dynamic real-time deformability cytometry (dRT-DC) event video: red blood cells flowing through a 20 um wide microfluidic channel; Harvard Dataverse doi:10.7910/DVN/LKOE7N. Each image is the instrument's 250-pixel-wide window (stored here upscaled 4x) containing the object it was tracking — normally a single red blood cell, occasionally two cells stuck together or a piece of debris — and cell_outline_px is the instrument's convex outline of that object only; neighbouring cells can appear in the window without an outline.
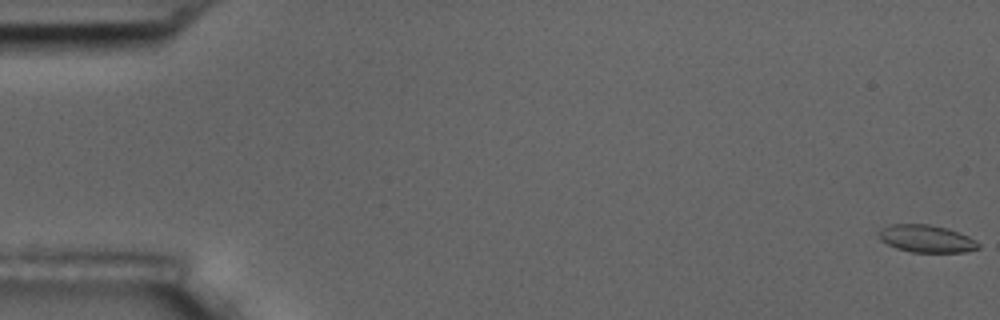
{"species": "common noctule bat (a hibernating species)", "species_latin": "Nyctalus noctula", "temperature_condition": "room temperature", "stored_images_in_passage": 6, "camera_frame_rate_fps": 3000, "um_per_image_px": 0.085, "animal": {"sex": "male", "body_mass_g": 17.5, "forearm_length_mm": 52.3}, "frame": {"image": 1, "passage_image": 1, "time_ms": 0.0, "image_size_px": [1000, 320], "cell_outline_px": [[980, 248], [964, 252], [912, 252], [896, 248], [880, 240], [880, 228], [888, 224], [928, 224], [948, 228], [968, 236], [976, 240], [980, 244]], "centroid_in_image_um": [78.76, 20.28], "position_along_channel_um": 6.2, "area_um2": 15.95}}
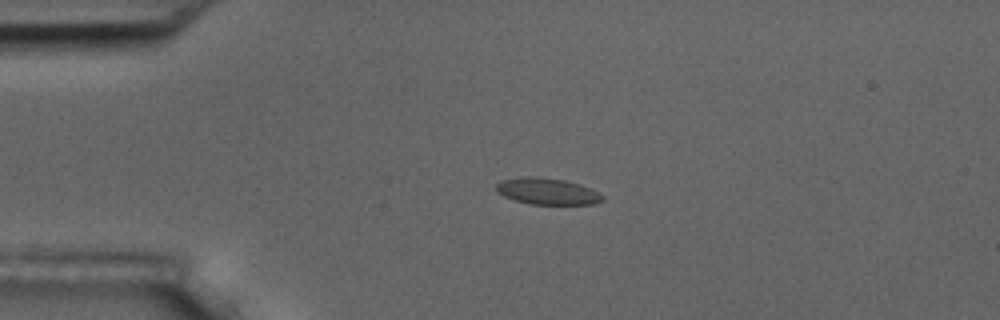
{"frame": {"image": 2, "passage_image": 5, "time_ms": 4.333, "image_size_px": [1000, 320], "cell_outline_px": [[604, 200], [596, 204], [528, 204], [504, 196], [496, 192], [496, 184], [500, 180], [520, 176], [536, 176], [564, 180], [580, 184], [604, 196]], "centroid_in_image_um": [46.48, 16.25], "position_along_channel_um": 38.5, "area_um2": 16.47}}